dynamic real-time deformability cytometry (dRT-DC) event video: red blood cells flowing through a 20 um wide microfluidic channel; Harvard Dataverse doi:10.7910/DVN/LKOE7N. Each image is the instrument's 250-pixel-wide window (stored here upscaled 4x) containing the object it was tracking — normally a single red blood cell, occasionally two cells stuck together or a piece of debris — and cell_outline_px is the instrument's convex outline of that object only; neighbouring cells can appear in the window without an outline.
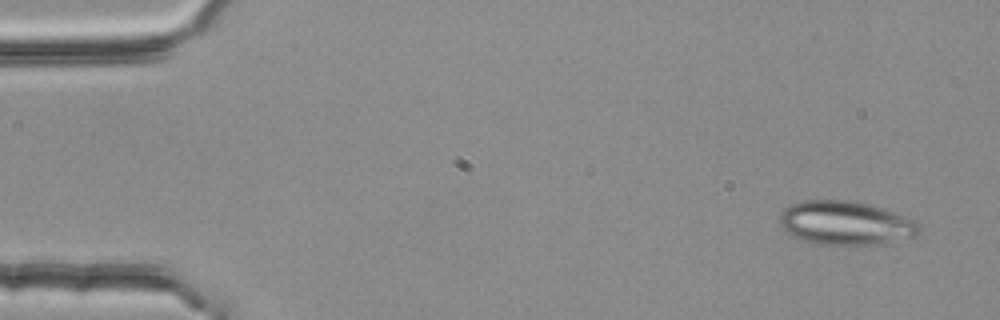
{"species": "common noctule bat (a hibernating species)", "species_latin": "Nyctalus noctula", "temperature_condition": "room temperature", "stored_images_in_passage": 5, "camera_frame_rate_fps": 3000, "um_per_image_px": 0.085, "animal": {"sex": "female", "body_mass_g": 25.1}, "frame": {"image": 1, "passage_image": 1, "time_ms": 0.0, "image_size_px": [1000, 320], "cell_outline_px": [[920, 232], [912, 236], [884, 244], [824, 244], [804, 240], [792, 236], [780, 224], [780, 212], [784, 208], [792, 204], [804, 200], [848, 200], [868, 204], [884, 208], [916, 220], [920, 224]], "centroid_in_image_um": [71.9, 18.94], "position_along_channel_um": 13.1, "area_um2": 35.43}}